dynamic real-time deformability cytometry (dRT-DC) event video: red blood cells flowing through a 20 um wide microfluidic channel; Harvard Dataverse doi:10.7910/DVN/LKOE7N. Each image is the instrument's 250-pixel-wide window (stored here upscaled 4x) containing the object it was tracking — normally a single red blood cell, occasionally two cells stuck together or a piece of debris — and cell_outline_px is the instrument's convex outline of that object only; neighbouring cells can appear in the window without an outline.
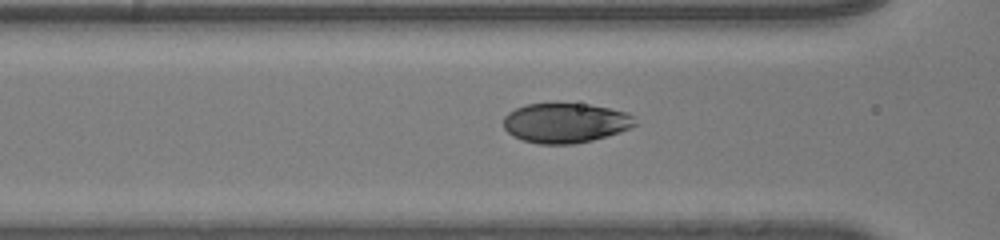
{"species": "human", "species_latin": "Homo sapiens", "temperature_condition": "room temperature", "stored_images_in_passage": 50, "camera_frame_rate_fps": 3000, "um_per_image_px": 0.085, "donor": {"sex": "male"}, "frame": {"image": 1, "passage_image": 27, "time_ms": 8.667, "image_size_px": [1000, 240], "cell_outline_px": [[636, 124], [620, 132], [592, 140], [576, 144], [536, 144], [512, 136], [504, 128], [504, 116], [508, 112], [524, 104], [588, 104], [628, 112], [632, 116]], "centroid_in_image_um": [48.03, 10.45], "position_along_channel_um": 118.6, "area_um2": 30.4}}
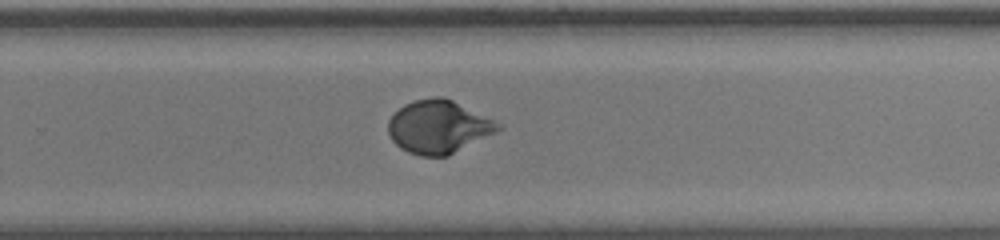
{"frame": {"image": 2, "passage_image": 40, "time_ms": 13.0, "image_size_px": [1000, 240], "cell_outline_px": [[504, 128], [448, 156], [420, 156], [408, 152], [400, 148], [392, 140], [388, 132], [388, 120], [404, 104], [416, 100], [436, 96], [444, 96], [496, 120]], "centroid_in_image_um": [37.29, 10.78], "position_along_channel_um": 292.5, "area_um2": 34.04}}
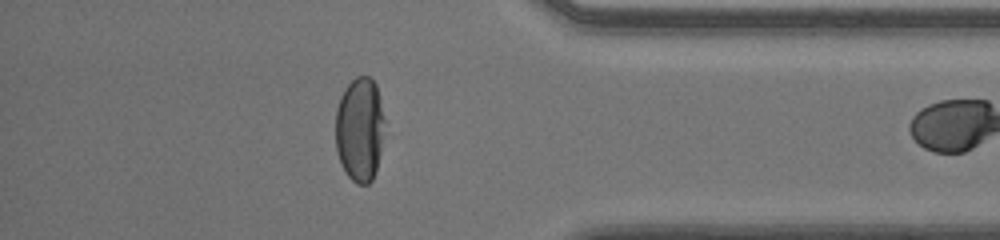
{"frame": {"image": 3, "passage_image": 49, "time_ms": 16.0, "image_size_px": [1000, 240], "cell_outline_px": [[384, 120], [380, 152], [376, 172], [372, 180], [368, 184], [356, 184], [344, 172], [336, 152], [336, 108], [340, 96], [344, 88], [356, 76], [368, 76], [376, 84], [380, 100]], "centroid_in_image_um": [30.55, 11.01], "position_along_channel_um": 404.6, "area_um2": 29.94}}